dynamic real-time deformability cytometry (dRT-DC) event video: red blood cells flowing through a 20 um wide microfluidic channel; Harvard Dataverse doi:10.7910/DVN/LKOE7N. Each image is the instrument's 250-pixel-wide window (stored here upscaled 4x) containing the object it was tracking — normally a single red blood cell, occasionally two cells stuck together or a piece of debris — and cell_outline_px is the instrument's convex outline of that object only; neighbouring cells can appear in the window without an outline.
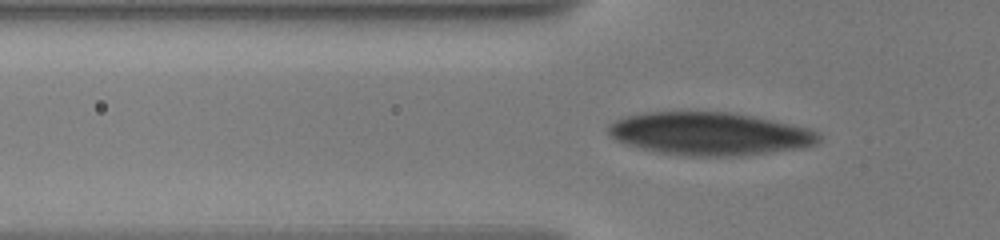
{"species": "human", "species_latin": "Homo sapiens", "temperature_condition": "warm", "stored_images_in_passage": 44, "camera_frame_rate_fps": 3000, "um_per_image_px": 0.085, "donor": {"sex": "male"}, "frame": {"image": 1, "passage_image": 4, "time_ms": 1.0, "image_size_px": [1000, 240], "cell_outline_px": [[824, 140], [808, 148], [740, 156], [688, 156], [656, 152], [640, 148], [616, 140], [608, 132], [608, 124], [616, 120], [628, 116], [644, 112], [728, 112], [752, 116], [772, 120], [808, 128], [820, 132]], "centroid_in_image_um": [60.4, 11.38], "position_along_channel_um": 65.4, "area_um2": 53.0}}
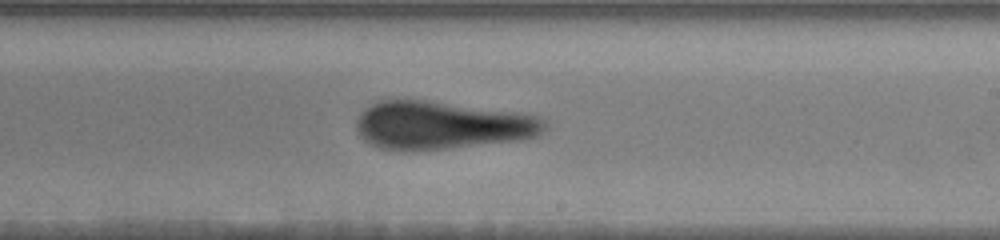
{"frame": {"image": 2, "passage_image": 19, "time_ms": 6.333, "image_size_px": [1000, 240], "cell_outline_px": [[548, 128], [536, 136], [520, 140], [444, 148], [380, 148], [364, 140], [360, 136], [356, 124], [356, 120], [360, 112], [364, 108], [380, 100], [424, 100], [524, 112], [540, 116], [548, 124]], "centroid_in_image_um": [37.62, 10.6], "position_along_channel_um": 251.4, "area_um2": 52.25}}
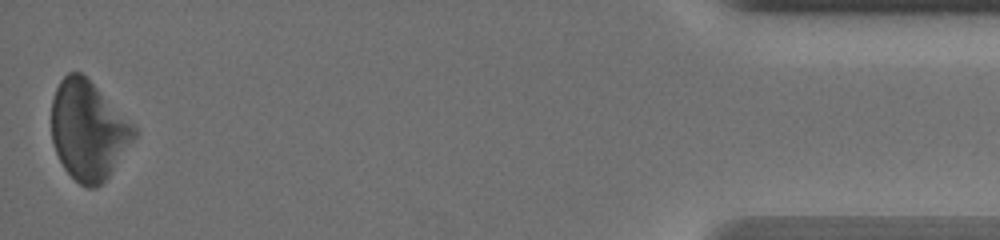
{"frame": {"image": 3, "passage_image": 43, "time_ms": 13.333, "image_size_px": [1000, 240], "cell_outline_px": [[136, 136], [108, 176], [96, 188], [88, 188], [80, 184], [64, 168], [56, 152], [52, 140], [52, 100], [56, 88], [60, 80], [68, 72], [80, 72], [136, 128]], "centroid_in_image_um": [7.47, 11.1], "position_along_channel_um": 427.7, "area_um2": 46.53}}